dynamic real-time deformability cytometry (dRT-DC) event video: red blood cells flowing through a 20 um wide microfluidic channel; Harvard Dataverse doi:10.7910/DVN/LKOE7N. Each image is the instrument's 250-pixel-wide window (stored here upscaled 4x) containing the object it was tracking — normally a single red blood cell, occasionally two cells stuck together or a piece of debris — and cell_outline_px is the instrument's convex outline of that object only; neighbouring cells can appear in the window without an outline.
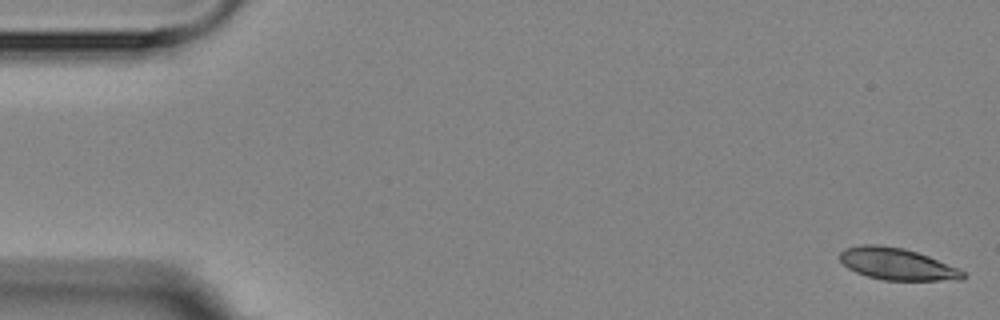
{"species": "Egyptian fruit bat (a non-hibernating species)", "species_latin": "Rousettus aegyptiacus", "temperature_condition": "room temperature", "stored_images_in_passage": 4, "camera_frame_rate_fps": 3000, "um_per_image_px": 0.085, "animal": {"sex": "female"}, "frame": {"image": 1, "passage_image": 1, "time_ms": 0.0, "image_size_px": [1000, 320], "cell_outline_px": [[968, 276], [964, 280], [884, 280], [868, 276], [856, 272], [848, 268], [840, 260], [840, 252], [844, 248], [860, 244], [876, 244], [904, 248], [928, 256], [960, 268]], "centroid_in_image_um": [76.28, 22.44], "position_along_channel_um": 8.7, "area_um2": 23.0}}
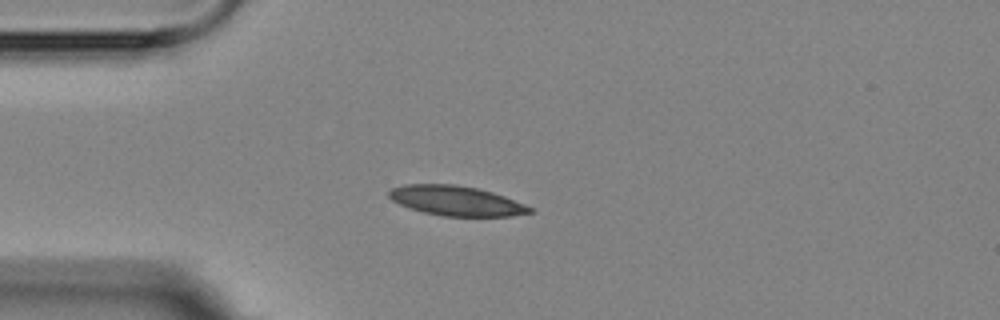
{"frame": {"image": 2, "passage_image": 4, "time_ms": 4.333, "image_size_px": [1000, 320], "cell_outline_px": [[532, 212], [512, 216], [444, 216], [424, 212], [400, 204], [392, 200], [388, 196], [388, 192], [392, 188], [404, 184], [456, 184], [480, 188], [504, 196], [524, 204], [532, 208]], "centroid_in_image_um": [38.77, 17.05], "position_along_channel_um": 46.2, "area_um2": 24.33}}